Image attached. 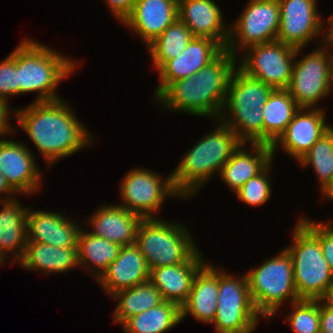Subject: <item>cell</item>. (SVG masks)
<instances>
[{
    "label": "cell",
    "mask_w": 333,
    "mask_h": 333,
    "mask_svg": "<svg viewBox=\"0 0 333 333\" xmlns=\"http://www.w3.org/2000/svg\"><path fill=\"white\" fill-rule=\"evenodd\" d=\"M273 90V87L246 75L237 67L230 78L218 120L226 124L241 143L263 144L262 109Z\"/></svg>",
    "instance_id": "cell-5"
},
{
    "label": "cell",
    "mask_w": 333,
    "mask_h": 333,
    "mask_svg": "<svg viewBox=\"0 0 333 333\" xmlns=\"http://www.w3.org/2000/svg\"><path fill=\"white\" fill-rule=\"evenodd\" d=\"M301 50L278 40L253 45L244 50L245 55L237 67L274 89H287L294 60Z\"/></svg>",
    "instance_id": "cell-11"
},
{
    "label": "cell",
    "mask_w": 333,
    "mask_h": 333,
    "mask_svg": "<svg viewBox=\"0 0 333 333\" xmlns=\"http://www.w3.org/2000/svg\"><path fill=\"white\" fill-rule=\"evenodd\" d=\"M142 219L140 215L129 212L118 204L102 205L88 218L92 226L89 232L121 247L131 245L136 242L137 229Z\"/></svg>",
    "instance_id": "cell-23"
},
{
    "label": "cell",
    "mask_w": 333,
    "mask_h": 333,
    "mask_svg": "<svg viewBox=\"0 0 333 333\" xmlns=\"http://www.w3.org/2000/svg\"><path fill=\"white\" fill-rule=\"evenodd\" d=\"M214 0H178V18L186 24L194 37L218 42L224 49L229 40V26Z\"/></svg>",
    "instance_id": "cell-20"
},
{
    "label": "cell",
    "mask_w": 333,
    "mask_h": 333,
    "mask_svg": "<svg viewBox=\"0 0 333 333\" xmlns=\"http://www.w3.org/2000/svg\"><path fill=\"white\" fill-rule=\"evenodd\" d=\"M178 18V0H135L123 21L148 46Z\"/></svg>",
    "instance_id": "cell-18"
},
{
    "label": "cell",
    "mask_w": 333,
    "mask_h": 333,
    "mask_svg": "<svg viewBox=\"0 0 333 333\" xmlns=\"http://www.w3.org/2000/svg\"><path fill=\"white\" fill-rule=\"evenodd\" d=\"M198 250L186 263L164 266L150 271V281L164 301L180 307L187 301L197 272L207 263Z\"/></svg>",
    "instance_id": "cell-22"
},
{
    "label": "cell",
    "mask_w": 333,
    "mask_h": 333,
    "mask_svg": "<svg viewBox=\"0 0 333 333\" xmlns=\"http://www.w3.org/2000/svg\"><path fill=\"white\" fill-rule=\"evenodd\" d=\"M319 300L325 307L333 310V283Z\"/></svg>",
    "instance_id": "cell-41"
},
{
    "label": "cell",
    "mask_w": 333,
    "mask_h": 333,
    "mask_svg": "<svg viewBox=\"0 0 333 333\" xmlns=\"http://www.w3.org/2000/svg\"><path fill=\"white\" fill-rule=\"evenodd\" d=\"M245 144L233 152L230 159L220 171V177L226 185L236 193L250 178L260 174L274 159L272 146L251 144V151L246 150Z\"/></svg>",
    "instance_id": "cell-24"
},
{
    "label": "cell",
    "mask_w": 333,
    "mask_h": 333,
    "mask_svg": "<svg viewBox=\"0 0 333 333\" xmlns=\"http://www.w3.org/2000/svg\"><path fill=\"white\" fill-rule=\"evenodd\" d=\"M292 306L286 317L292 333H320V300L300 299Z\"/></svg>",
    "instance_id": "cell-34"
},
{
    "label": "cell",
    "mask_w": 333,
    "mask_h": 333,
    "mask_svg": "<svg viewBox=\"0 0 333 333\" xmlns=\"http://www.w3.org/2000/svg\"><path fill=\"white\" fill-rule=\"evenodd\" d=\"M3 262H6V261H4V259L0 256V265L4 264Z\"/></svg>",
    "instance_id": "cell-45"
},
{
    "label": "cell",
    "mask_w": 333,
    "mask_h": 333,
    "mask_svg": "<svg viewBox=\"0 0 333 333\" xmlns=\"http://www.w3.org/2000/svg\"><path fill=\"white\" fill-rule=\"evenodd\" d=\"M300 106L287 89H274L263 106V144L272 146Z\"/></svg>",
    "instance_id": "cell-28"
},
{
    "label": "cell",
    "mask_w": 333,
    "mask_h": 333,
    "mask_svg": "<svg viewBox=\"0 0 333 333\" xmlns=\"http://www.w3.org/2000/svg\"><path fill=\"white\" fill-rule=\"evenodd\" d=\"M234 25L229 26L225 50L236 56L242 49L275 41L280 26L278 0H249ZM237 47V48H236Z\"/></svg>",
    "instance_id": "cell-12"
},
{
    "label": "cell",
    "mask_w": 333,
    "mask_h": 333,
    "mask_svg": "<svg viewBox=\"0 0 333 333\" xmlns=\"http://www.w3.org/2000/svg\"><path fill=\"white\" fill-rule=\"evenodd\" d=\"M27 242L46 243L55 247H77L79 223H73L59 212L32 210L28 207Z\"/></svg>",
    "instance_id": "cell-21"
},
{
    "label": "cell",
    "mask_w": 333,
    "mask_h": 333,
    "mask_svg": "<svg viewBox=\"0 0 333 333\" xmlns=\"http://www.w3.org/2000/svg\"><path fill=\"white\" fill-rule=\"evenodd\" d=\"M120 249V245L93 235L89 230L88 232L86 230L83 231L82 228L77 245L79 266L83 267L85 265L86 270L88 269L89 272H92L90 273V275H93L92 278L95 276V280H97L118 257ZM90 270H94V273Z\"/></svg>",
    "instance_id": "cell-29"
},
{
    "label": "cell",
    "mask_w": 333,
    "mask_h": 333,
    "mask_svg": "<svg viewBox=\"0 0 333 333\" xmlns=\"http://www.w3.org/2000/svg\"><path fill=\"white\" fill-rule=\"evenodd\" d=\"M327 27L324 30H326L325 35H326V42L333 47V14L327 18ZM328 29V30H327Z\"/></svg>",
    "instance_id": "cell-43"
},
{
    "label": "cell",
    "mask_w": 333,
    "mask_h": 333,
    "mask_svg": "<svg viewBox=\"0 0 333 333\" xmlns=\"http://www.w3.org/2000/svg\"><path fill=\"white\" fill-rule=\"evenodd\" d=\"M181 322V307L174 302L163 301L128 318L121 326L124 333H165Z\"/></svg>",
    "instance_id": "cell-30"
},
{
    "label": "cell",
    "mask_w": 333,
    "mask_h": 333,
    "mask_svg": "<svg viewBox=\"0 0 333 333\" xmlns=\"http://www.w3.org/2000/svg\"><path fill=\"white\" fill-rule=\"evenodd\" d=\"M319 241L329 268L333 274V225L327 222H315L303 217L299 220Z\"/></svg>",
    "instance_id": "cell-36"
},
{
    "label": "cell",
    "mask_w": 333,
    "mask_h": 333,
    "mask_svg": "<svg viewBox=\"0 0 333 333\" xmlns=\"http://www.w3.org/2000/svg\"><path fill=\"white\" fill-rule=\"evenodd\" d=\"M18 264L26 270L65 273L79 267L77 247H55L46 243L27 242Z\"/></svg>",
    "instance_id": "cell-27"
},
{
    "label": "cell",
    "mask_w": 333,
    "mask_h": 333,
    "mask_svg": "<svg viewBox=\"0 0 333 333\" xmlns=\"http://www.w3.org/2000/svg\"><path fill=\"white\" fill-rule=\"evenodd\" d=\"M206 263L196 274L187 301L181 306V321L188 315L212 324L218 298V269Z\"/></svg>",
    "instance_id": "cell-26"
},
{
    "label": "cell",
    "mask_w": 333,
    "mask_h": 333,
    "mask_svg": "<svg viewBox=\"0 0 333 333\" xmlns=\"http://www.w3.org/2000/svg\"><path fill=\"white\" fill-rule=\"evenodd\" d=\"M320 333H333V310L320 302Z\"/></svg>",
    "instance_id": "cell-40"
},
{
    "label": "cell",
    "mask_w": 333,
    "mask_h": 333,
    "mask_svg": "<svg viewBox=\"0 0 333 333\" xmlns=\"http://www.w3.org/2000/svg\"><path fill=\"white\" fill-rule=\"evenodd\" d=\"M273 161L258 175L250 178L235 194L238 199L250 206H260L267 203L271 197L269 181Z\"/></svg>",
    "instance_id": "cell-35"
},
{
    "label": "cell",
    "mask_w": 333,
    "mask_h": 333,
    "mask_svg": "<svg viewBox=\"0 0 333 333\" xmlns=\"http://www.w3.org/2000/svg\"><path fill=\"white\" fill-rule=\"evenodd\" d=\"M298 163L314 168L321 184L320 191L323 193L333 182V127L313 144Z\"/></svg>",
    "instance_id": "cell-33"
},
{
    "label": "cell",
    "mask_w": 333,
    "mask_h": 333,
    "mask_svg": "<svg viewBox=\"0 0 333 333\" xmlns=\"http://www.w3.org/2000/svg\"><path fill=\"white\" fill-rule=\"evenodd\" d=\"M10 110L9 103L0 99V137H5L6 134L10 135V133L16 131L11 127V123L9 122V116L12 114V116H14L15 111Z\"/></svg>",
    "instance_id": "cell-39"
},
{
    "label": "cell",
    "mask_w": 333,
    "mask_h": 333,
    "mask_svg": "<svg viewBox=\"0 0 333 333\" xmlns=\"http://www.w3.org/2000/svg\"><path fill=\"white\" fill-rule=\"evenodd\" d=\"M257 312L268 320L282 303L300 300L295 287L292 258L286 249L245 273Z\"/></svg>",
    "instance_id": "cell-7"
},
{
    "label": "cell",
    "mask_w": 333,
    "mask_h": 333,
    "mask_svg": "<svg viewBox=\"0 0 333 333\" xmlns=\"http://www.w3.org/2000/svg\"><path fill=\"white\" fill-rule=\"evenodd\" d=\"M332 91H333V64H332Z\"/></svg>",
    "instance_id": "cell-46"
},
{
    "label": "cell",
    "mask_w": 333,
    "mask_h": 333,
    "mask_svg": "<svg viewBox=\"0 0 333 333\" xmlns=\"http://www.w3.org/2000/svg\"><path fill=\"white\" fill-rule=\"evenodd\" d=\"M18 95V66L15 63V49L0 63V99Z\"/></svg>",
    "instance_id": "cell-37"
},
{
    "label": "cell",
    "mask_w": 333,
    "mask_h": 333,
    "mask_svg": "<svg viewBox=\"0 0 333 333\" xmlns=\"http://www.w3.org/2000/svg\"><path fill=\"white\" fill-rule=\"evenodd\" d=\"M216 122V129L203 135L171 173L174 189L182 199L194 196L213 174H220L222 167L241 144L226 124L218 119Z\"/></svg>",
    "instance_id": "cell-3"
},
{
    "label": "cell",
    "mask_w": 333,
    "mask_h": 333,
    "mask_svg": "<svg viewBox=\"0 0 333 333\" xmlns=\"http://www.w3.org/2000/svg\"><path fill=\"white\" fill-rule=\"evenodd\" d=\"M160 174L144 168H134L126 173L120 183L122 204H118L129 212L142 218H156L163 201L169 197H180L174 189L171 174L163 181Z\"/></svg>",
    "instance_id": "cell-13"
},
{
    "label": "cell",
    "mask_w": 333,
    "mask_h": 333,
    "mask_svg": "<svg viewBox=\"0 0 333 333\" xmlns=\"http://www.w3.org/2000/svg\"><path fill=\"white\" fill-rule=\"evenodd\" d=\"M14 194L10 199L1 198L0 205V256L9 260L8 254H12L13 265L18 263L24 254L27 244V222L28 208L19 204ZM10 252V253H9ZM7 257V258H6ZM17 261V262H16Z\"/></svg>",
    "instance_id": "cell-25"
},
{
    "label": "cell",
    "mask_w": 333,
    "mask_h": 333,
    "mask_svg": "<svg viewBox=\"0 0 333 333\" xmlns=\"http://www.w3.org/2000/svg\"><path fill=\"white\" fill-rule=\"evenodd\" d=\"M150 279V269L139 247L134 243L122 246L118 257L96 280L104 292H116L136 286Z\"/></svg>",
    "instance_id": "cell-19"
},
{
    "label": "cell",
    "mask_w": 333,
    "mask_h": 333,
    "mask_svg": "<svg viewBox=\"0 0 333 333\" xmlns=\"http://www.w3.org/2000/svg\"><path fill=\"white\" fill-rule=\"evenodd\" d=\"M115 16L116 19L120 20V23L130 15L132 12L135 0H105Z\"/></svg>",
    "instance_id": "cell-38"
},
{
    "label": "cell",
    "mask_w": 333,
    "mask_h": 333,
    "mask_svg": "<svg viewBox=\"0 0 333 333\" xmlns=\"http://www.w3.org/2000/svg\"><path fill=\"white\" fill-rule=\"evenodd\" d=\"M69 105L63 99L33 101L27 107L14 110L18 125L37 147L47 167L94 142V136Z\"/></svg>",
    "instance_id": "cell-1"
},
{
    "label": "cell",
    "mask_w": 333,
    "mask_h": 333,
    "mask_svg": "<svg viewBox=\"0 0 333 333\" xmlns=\"http://www.w3.org/2000/svg\"><path fill=\"white\" fill-rule=\"evenodd\" d=\"M15 63L18 66V95L37 92L34 102L60 99L56 88L79 67L76 60L30 38H24L15 48Z\"/></svg>",
    "instance_id": "cell-4"
},
{
    "label": "cell",
    "mask_w": 333,
    "mask_h": 333,
    "mask_svg": "<svg viewBox=\"0 0 333 333\" xmlns=\"http://www.w3.org/2000/svg\"><path fill=\"white\" fill-rule=\"evenodd\" d=\"M218 298L212 324L216 333H247L256 330L260 314L255 309L246 274L234 277L218 268Z\"/></svg>",
    "instance_id": "cell-9"
},
{
    "label": "cell",
    "mask_w": 333,
    "mask_h": 333,
    "mask_svg": "<svg viewBox=\"0 0 333 333\" xmlns=\"http://www.w3.org/2000/svg\"><path fill=\"white\" fill-rule=\"evenodd\" d=\"M225 49L216 41L205 37H193L187 47L175 58L166 61L159 69L157 97L170 83L192 77L209 65Z\"/></svg>",
    "instance_id": "cell-16"
},
{
    "label": "cell",
    "mask_w": 333,
    "mask_h": 333,
    "mask_svg": "<svg viewBox=\"0 0 333 333\" xmlns=\"http://www.w3.org/2000/svg\"><path fill=\"white\" fill-rule=\"evenodd\" d=\"M291 233L293 244L285 249L292 258L298 298L319 300L333 283L320 241L300 221Z\"/></svg>",
    "instance_id": "cell-8"
},
{
    "label": "cell",
    "mask_w": 333,
    "mask_h": 333,
    "mask_svg": "<svg viewBox=\"0 0 333 333\" xmlns=\"http://www.w3.org/2000/svg\"><path fill=\"white\" fill-rule=\"evenodd\" d=\"M111 297L114 301H118L113 319L120 326L128 318L151 309L164 301L161 293L150 280L118 291Z\"/></svg>",
    "instance_id": "cell-31"
},
{
    "label": "cell",
    "mask_w": 333,
    "mask_h": 333,
    "mask_svg": "<svg viewBox=\"0 0 333 333\" xmlns=\"http://www.w3.org/2000/svg\"><path fill=\"white\" fill-rule=\"evenodd\" d=\"M323 198H328L330 201H333V182L328 186V188L323 192L322 196Z\"/></svg>",
    "instance_id": "cell-44"
},
{
    "label": "cell",
    "mask_w": 333,
    "mask_h": 333,
    "mask_svg": "<svg viewBox=\"0 0 333 333\" xmlns=\"http://www.w3.org/2000/svg\"><path fill=\"white\" fill-rule=\"evenodd\" d=\"M1 193L3 194L7 193L9 194L8 196H11L13 193L14 195H16L15 193L17 192L10 186L5 176L2 175V173L0 172V195Z\"/></svg>",
    "instance_id": "cell-42"
},
{
    "label": "cell",
    "mask_w": 333,
    "mask_h": 333,
    "mask_svg": "<svg viewBox=\"0 0 333 333\" xmlns=\"http://www.w3.org/2000/svg\"><path fill=\"white\" fill-rule=\"evenodd\" d=\"M331 127L321 108L300 107L286 130L272 144L273 155L281 146L285 153L299 161Z\"/></svg>",
    "instance_id": "cell-15"
},
{
    "label": "cell",
    "mask_w": 333,
    "mask_h": 333,
    "mask_svg": "<svg viewBox=\"0 0 333 333\" xmlns=\"http://www.w3.org/2000/svg\"><path fill=\"white\" fill-rule=\"evenodd\" d=\"M278 3L280 26L276 40L304 49L309 41L323 35L326 23L317 12L316 0H278Z\"/></svg>",
    "instance_id": "cell-14"
},
{
    "label": "cell",
    "mask_w": 333,
    "mask_h": 333,
    "mask_svg": "<svg viewBox=\"0 0 333 333\" xmlns=\"http://www.w3.org/2000/svg\"><path fill=\"white\" fill-rule=\"evenodd\" d=\"M320 44L315 51L293 63L287 90L300 107L315 108L320 99L332 93L333 53L327 51L332 47L326 42V35Z\"/></svg>",
    "instance_id": "cell-10"
},
{
    "label": "cell",
    "mask_w": 333,
    "mask_h": 333,
    "mask_svg": "<svg viewBox=\"0 0 333 333\" xmlns=\"http://www.w3.org/2000/svg\"><path fill=\"white\" fill-rule=\"evenodd\" d=\"M193 37L190 29L179 18L168 26L159 37L147 46L156 70L166 61L182 53Z\"/></svg>",
    "instance_id": "cell-32"
},
{
    "label": "cell",
    "mask_w": 333,
    "mask_h": 333,
    "mask_svg": "<svg viewBox=\"0 0 333 333\" xmlns=\"http://www.w3.org/2000/svg\"><path fill=\"white\" fill-rule=\"evenodd\" d=\"M4 139L0 140V172L18 194H35L42 175L33 151L22 142Z\"/></svg>",
    "instance_id": "cell-17"
},
{
    "label": "cell",
    "mask_w": 333,
    "mask_h": 333,
    "mask_svg": "<svg viewBox=\"0 0 333 333\" xmlns=\"http://www.w3.org/2000/svg\"><path fill=\"white\" fill-rule=\"evenodd\" d=\"M237 57L224 50L209 65L192 77L170 83L156 98L160 105L173 112L219 119L226 101Z\"/></svg>",
    "instance_id": "cell-2"
},
{
    "label": "cell",
    "mask_w": 333,
    "mask_h": 333,
    "mask_svg": "<svg viewBox=\"0 0 333 333\" xmlns=\"http://www.w3.org/2000/svg\"><path fill=\"white\" fill-rule=\"evenodd\" d=\"M135 244L151 270L186 263L199 249L188 227L177 222L143 218L139 223Z\"/></svg>",
    "instance_id": "cell-6"
}]
</instances>
